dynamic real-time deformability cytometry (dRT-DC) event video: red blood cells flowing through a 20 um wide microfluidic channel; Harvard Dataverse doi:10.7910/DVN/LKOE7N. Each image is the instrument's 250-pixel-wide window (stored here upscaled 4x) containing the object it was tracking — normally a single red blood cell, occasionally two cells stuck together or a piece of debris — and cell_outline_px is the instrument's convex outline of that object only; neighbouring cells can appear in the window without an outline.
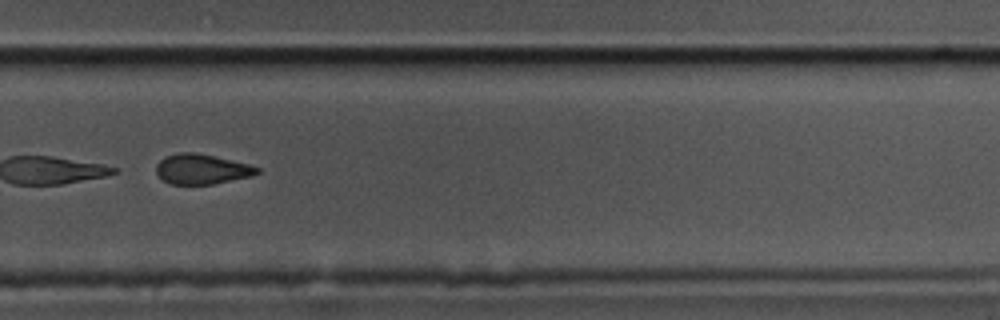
{"species": "common noctule bat (a hibernating species)", "species_latin": "Nyctalus noctula", "temperature_condition": "cold", "stored_images_in_passage": 14, "camera_frame_rate_fps": 3000, "um_per_image_px": 0.085, "animal": {"sex": "male", "body_mass_g": 17.5, "forearm_length_mm": 52.3}, "frame": {"image": 1, "passage_image": 10, "time_ms": 3.0, "image_size_px": [1000, 320], "cell_outline_px": [[260, 172], [252, 176], [212, 184], [172, 184], [164, 180], [156, 172], [156, 164], [164, 156], [176, 152], [192, 152], [212, 156], [248, 164], [260, 168]], "centroid_in_image_um": [17.13, 14.37], "position_along_channel_um": 312.7, "area_um2": 17.51}}